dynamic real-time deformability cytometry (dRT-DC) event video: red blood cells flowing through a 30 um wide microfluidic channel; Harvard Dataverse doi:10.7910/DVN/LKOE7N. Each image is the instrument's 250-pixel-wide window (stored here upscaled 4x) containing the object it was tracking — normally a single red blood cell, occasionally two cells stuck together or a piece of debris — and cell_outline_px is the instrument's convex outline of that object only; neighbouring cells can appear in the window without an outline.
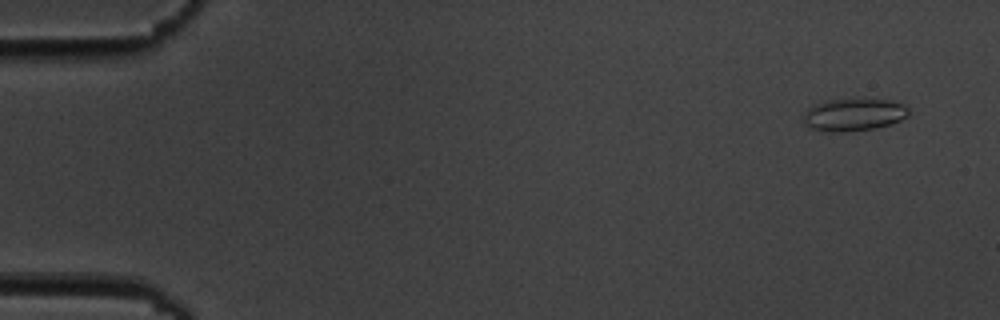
{"species": "common noctule bat (a hibernating species)", "species_latin": "Nyctalus noctula", "temperature_condition": "cold", "stored_images_in_passage": 5, "camera_frame_rate_fps": 3000, "um_per_image_px": 0.085, "animal": {"sex": "male", "body_mass_g": 19.5, "forearm_length_mm": 54.6}, "frame": {"image": 1, "passage_image": 1, "time_ms": 0.0, "image_size_px": [1000, 320], "cell_outline_px": [[908, 116], [900, 120], [876, 128], [844, 132], [828, 132], [808, 128], [800, 120], [804, 112], [808, 108], [824, 100], [892, 100], [904, 104], [908, 108]], "centroid_in_image_um": [72.5, 9.77], "position_along_channel_um": 12.5, "area_um2": 20.0}}
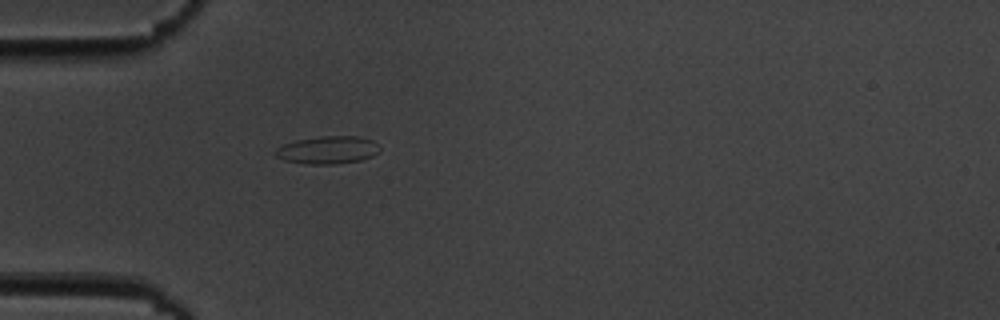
{"frame": {"image": 2, "passage_image": 5, "time_ms": 4.667, "image_size_px": [1000, 320], "cell_outline_px": [[380, 152], [372, 156], [360, 160], [336, 164], [304, 164], [284, 160], [276, 156], [276, 148], [284, 144], [296, 140], [320, 136], [360, 136], [372, 140], [380, 148]], "centroid_in_image_um": [27.87, 12.75], "position_along_channel_um": 57.1, "area_um2": 16.88}}